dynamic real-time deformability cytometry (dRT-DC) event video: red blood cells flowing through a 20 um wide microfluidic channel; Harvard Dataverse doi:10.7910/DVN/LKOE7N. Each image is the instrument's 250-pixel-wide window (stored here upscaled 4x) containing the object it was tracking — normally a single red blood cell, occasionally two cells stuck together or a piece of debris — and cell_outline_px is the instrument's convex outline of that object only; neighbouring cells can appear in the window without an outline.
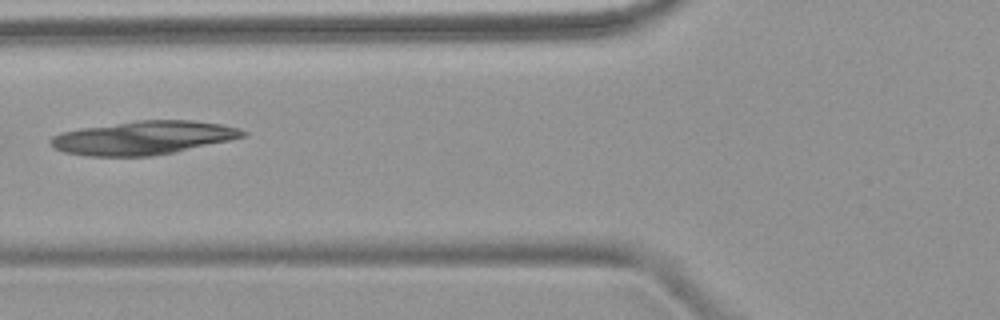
{"species": "common noctule bat (a hibernating species)", "species_latin": "Nyctalus noctula", "temperature_condition": "warm", "stored_images_in_passage": 5, "camera_frame_rate_fps": 3000, "um_per_image_px": 0.085, "animal": {"sex": "female", "body_mass_g": 18.4}, "frame": {"image": 1, "passage_image": 4, "time_ms": 4.667, "image_size_px": [1000, 320], "cell_outline_px": [[248, 136], [232, 140], [152, 156], [88, 156], [64, 152], [52, 148], [48, 144], [48, 140], [52, 136], [60, 132], [80, 128], [136, 120], [192, 120], [220, 124], [240, 128], [248, 132]], "centroid_in_image_um": [12.16, 11.71], "position_along_channel_um": 113.6, "area_um2": 37.92}}
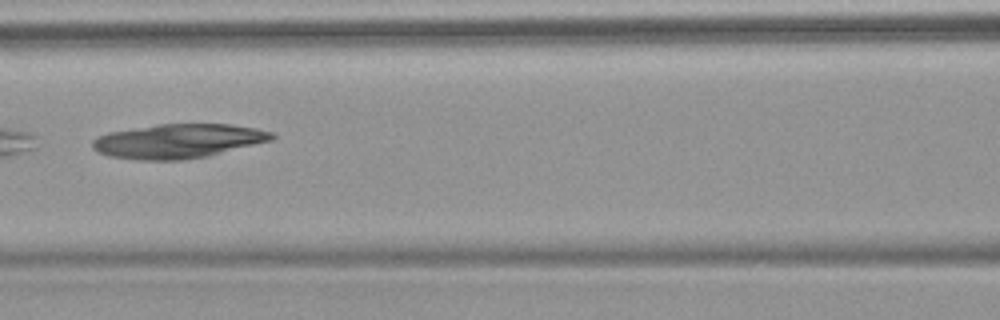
{"frame": {"image": 2, "passage_image": 5, "time_ms": 5.667, "image_size_px": [1000, 320], "cell_outline_px": [[276, 136], [272, 140], [208, 156], [180, 160], [136, 160], [108, 156], [96, 152], [92, 148], [92, 140], [96, 136], [108, 132], [160, 124], [232, 124], [256, 128], [272, 132]], "centroid_in_image_um": [15.11, 11.99], "position_along_channel_um": 151.5, "area_um2": 35.95}}